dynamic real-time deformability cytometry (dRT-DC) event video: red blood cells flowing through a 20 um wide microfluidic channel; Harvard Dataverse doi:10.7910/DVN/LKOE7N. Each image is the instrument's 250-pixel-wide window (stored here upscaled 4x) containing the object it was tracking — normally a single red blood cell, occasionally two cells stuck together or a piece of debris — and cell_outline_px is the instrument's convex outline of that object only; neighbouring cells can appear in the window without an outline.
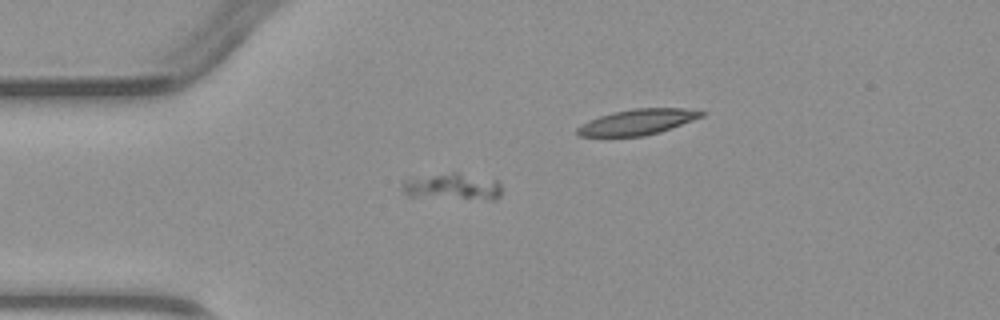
{"species": "common noctule bat (a hibernating species)", "species_latin": "Nyctalus noctula", "temperature_condition": "warm", "stored_images_in_passage": 3, "camera_frame_rate_fps": 3000, "um_per_image_px": 0.085, "animal": {"sex": "male", "body_mass_g": 23.1, "forearm_length_mm": 52.7}, "frame": {"image": 1, "passage_image": 1, "time_ms": 0.0, "image_size_px": [1000, 320], "cell_outline_px": [[500, 196], [496, 200], [488, 200], [408, 196], [400, 188], [404, 180], [452, 172], [456, 172], [496, 180], [500, 184]], "centroid_in_image_um": [38.49, 15.89], "position_along_channel_um": 46.5, "area_um2": 15.37}}
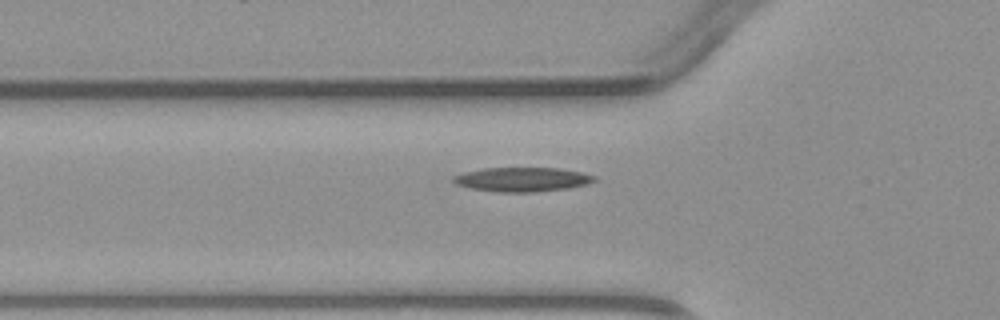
{"frame": {"image": 2, "passage_image": 3, "time_ms": 2.333, "image_size_px": [1000, 320], "cell_outline_px": [[596, 180], [588, 184], [568, 188], [536, 192], [496, 192], [468, 188], [456, 184], [452, 180], [452, 176], [464, 172], [484, 168], [560, 168], [580, 172], [596, 176]], "centroid_in_image_um": [44.37, 15.25], "position_along_channel_um": 81.4, "area_um2": 20.06}}